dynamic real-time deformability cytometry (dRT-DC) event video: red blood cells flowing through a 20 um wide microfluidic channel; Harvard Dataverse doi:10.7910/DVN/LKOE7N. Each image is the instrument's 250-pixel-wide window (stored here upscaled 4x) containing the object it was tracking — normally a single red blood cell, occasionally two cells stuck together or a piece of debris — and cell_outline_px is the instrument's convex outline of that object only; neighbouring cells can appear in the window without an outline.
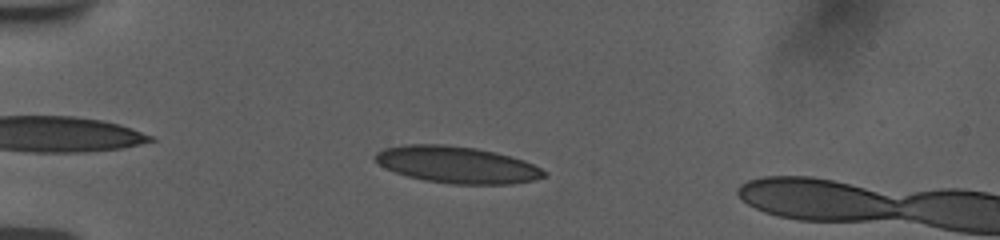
{"species": "human", "species_latin": "Homo sapiens", "temperature_condition": "room temperature", "stored_images_in_passage": 47, "camera_frame_rate_fps": 3000, "um_per_image_px": 0.085, "donor": {"sex": "female"}, "frame": {"image": 1, "passage_image": 7, "time_ms": 2.0, "image_size_px": [1000, 240], "cell_outline_px": [[548, 172], [544, 176], [532, 180], [508, 184], [452, 184], [424, 180], [408, 176], [384, 168], [376, 160], [376, 152], [384, 148], [404, 144], [444, 144], [476, 148], [496, 152], [524, 160]], "centroid_in_image_um": [38.83, 13.99], "position_along_channel_um": 46.2, "area_um2": 36.01}}
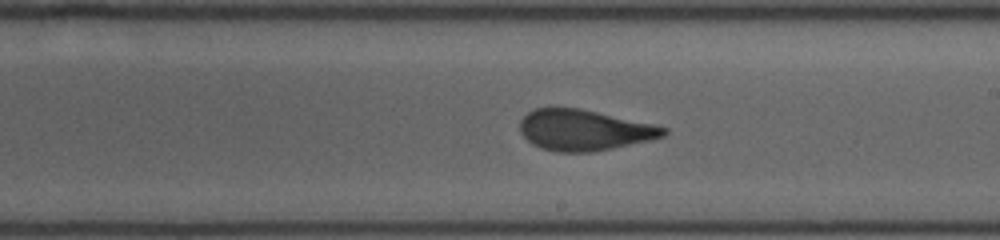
{"frame": {"image": 2, "passage_image": 25, "time_ms": 8.0, "image_size_px": [1000, 240], "cell_outline_px": [[668, 132], [664, 136], [648, 140], [612, 148], [592, 152], [556, 152], [540, 148], [532, 144], [520, 132], [520, 120], [528, 112], [536, 108], [580, 108], [652, 124], [668, 128]], "centroid_in_image_um": [49.62, 11.06], "position_along_channel_um": 239.4, "area_um2": 33.93}}
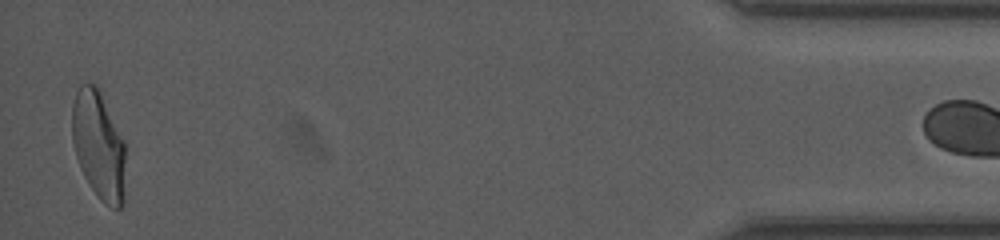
{"frame": {"image": 3, "passage_image": 46, "time_ms": 15.0, "image_size_px": [1000, 240], "cell_outline_px": [[124, 204], [120, 208], [116, 208], [104, 204], [100, 200], [84, 176], [80, 168], [76, 156], [72, 140], [72, 104], [76, 92], [80, 84], [96, 84], [100, 88], [124, 140]], "centroid_in_image_um": [8.38, 12.32], "position_along_channel_um": 426.8, "area_um2": 33.99}}